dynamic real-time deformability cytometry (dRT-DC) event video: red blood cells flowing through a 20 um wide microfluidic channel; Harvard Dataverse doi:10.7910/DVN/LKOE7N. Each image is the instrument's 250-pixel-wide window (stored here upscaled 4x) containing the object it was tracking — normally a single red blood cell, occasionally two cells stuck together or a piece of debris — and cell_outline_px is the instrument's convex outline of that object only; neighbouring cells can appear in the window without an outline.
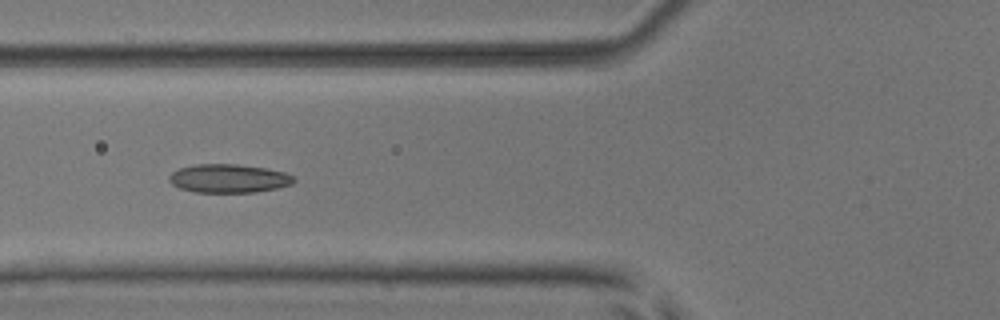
{"species": "common noctule bat (a hibernating species)", "species_latin": "Nyctalus noctula", "temperature_condition": "room temperature", "stored_images_in_passage": 6, "camera_frame_rate_fps": 3000, "um_per_image_px": 0.085, "animal": {"sex": "male", "body_mass_g": 17.9, "forearm_length_mm": 54.2}, "frame": {"image": 1, "passage_image": 3, "time_ms": 0.667, "image_size_px": [1000, 320], "cell_outline_px": [[296, 180], [292, 184], [276, 188], [256, 192], [196, 192], [180, 188], [172, 184], [168, 180], [168, 176], [172, 172], [180, 168], [196, 164], [236, 164], [264, 168], [284, 172], [292, 176]], "centroid_in_image_um": [19.42, 15.17], "position_along_channel_um": 106.4, "area_um2": 20.63}}
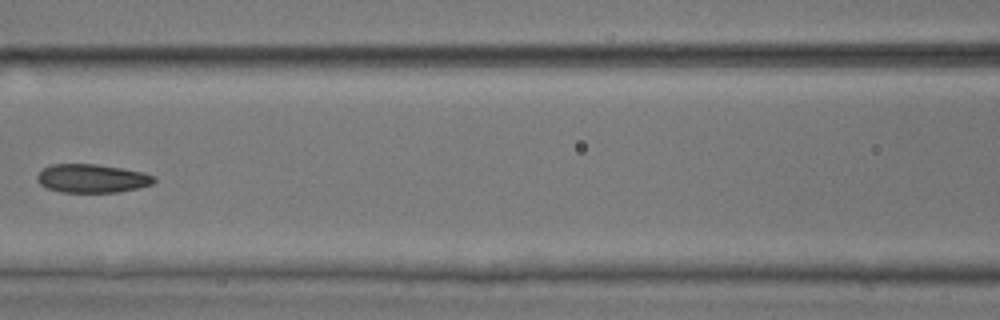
{"frame": {"image": 2, "passage_image": 4, "time_ms": 1.0, "image_size_px": [1000, 320], "cell_outline_px": [[156, 180], [152, 184], [140, 188], [116, 192], [60, 192], [48, 188], [40, 184], [36, 180], [36, 176], [44, 168], [52, 164], [96, 164], [144, 172], [156, 176]], "centroid_in_image_um": [7.84, 15.17], "position_along_channel_um": 158.8, "area_um2": 19.48}}
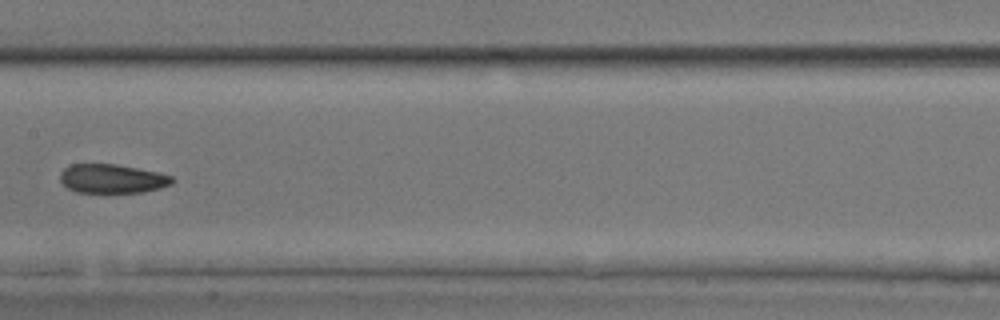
{"frame": {"image": 3, "passage_image": 5, "time_ms": 1.333, "image_size_px": [1000, 320], "cell_outline_px": [[176, 180], [172, 184], [160, 188], [144, 192], [104, 196], [76, 192], [68, 188], [60, 180], [60, 172], [64, 168], [72, 164], [116, 164], [160, 172], [172, 176]], "centroid_in_image_um": [9.55, 15.24], "position_along_channel_um": 197.8, "area_um2": 20.0}}